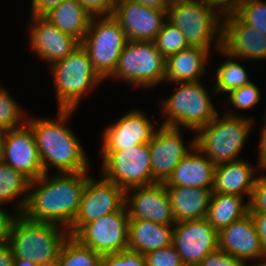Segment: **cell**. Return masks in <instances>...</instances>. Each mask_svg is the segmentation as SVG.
<instances>
[{
    "label": "cell",
    "mask_w": 266,
    "mask_h": 266,
    "mask_svg": "<svg viewBox=\"0 0 266 266\" xmlns=\"http://www.w3.org/2000/svg\"><path fill=\"white\" fill-rule=\"evenodd\" d=\"M89 177L87 171L53 176L44 173L31 181L22 215L32 221L53 223L69 229L78 213Z\"/></svg>",
    "instance_id": "cell-1"
},
{
    "label": "cell",
    "mask_w": 266,
    "mask_h": 266,
    "mask_svg": "<svg viewBox=\"0 0 266 266\" xmlns=\"http://www.w3.org/2000/svg\"><path fill=\"white\" fill-rule=\"evenodd\" d=\"M75 110L58 109L56 119H32L26 124L31 128L44 173L50 167L57 173L88 171L89 161L78 137L65 124Z\"/></svg>",
    "instance_id": "cell-2"
},
{
    "label": "cell",
    "mask_w": 266,
    "mask_h": 266,
    "mask_svg": "<svg viewBox=\"0 0 266 266\" xmlns=\"http://www.w3.org/2000/svg\"><path fill=\"white\" fill-rule=\"evenodd\" d=\"M68 237V229L63 226L32 221L17 214L7 244L15 259L30 260L41 266H54Z\"/></svg>",
    "instance_id": "cell-3"
},
{
    "label": "cell",
    "mask_w": 266,
    "mask_h": 266,
    "mask_svg": "<svg viewBox=\"0 0 266 266\" xmlns=\"http://www.w3.org/2000/svg\"><path fill=\"white\" fill-rule=\"evenodd\" d=\"M229 112L223 119L217 115L195 133V146L215 165L240 159L239 154L254 124L253 118Z\"/></svg>",
    "instance_id": "cell-4"
},
{
    "label": "cell",
    "mask_w": 266,
    "mask_h": 266,
    "mask_svg": "<svg viewBox=\"0 0 266 266\" xmlns=\"http://www.w3.org/2000/svg\"><path fill=\"white\" fill-rule=\"evenodd\" d=\"M49 67L55 85L58 109L76 110L84 95L103 82L81 44L67 57Z\"/></svg>",
    "instance_id": "cell-5"
},
{
    "label": "cell",
    "mask_w": 266,
    "mask_h": 266,
    "mask_svg": "<svg viewBox=\"0 0 266 266\" xmlns=\"http://www.w3.org/2000/svg\"><path fill=\"white\" fill-rule=\"evenodd\" d=\"M166 11L167 21L181 30L190 46L210 52L214 42L216 52L221 48L223 19L204 0H172Z\"/></svg>",
    "instance_id": "cell-6"
},
{
    "label": "cell",
    "mask_w": 266,
    "mask_h": 266,
    "mask_svg": "<svg viewBox=\"0 0 266 266\" xmlns=\"http://www.w3.org/2000/svg\"><path fill=\"white\" fill-rule=\"evenodd\" d=\"M179 84L177 90L162 102L165 121L162 125L190 129L195 133L213 120L218 112L202 82Z\"/></svg>",
    "instance_id": "cell-7"
},
{
    "label": "cell",
    "mask_w": 266,
    "mask_h": 266,
    "mask_svg": "<svg viewBox=\"0 0 266 266\" xmlns=\"http://www.w3.org/2000/svg\"><path fill=\"white\" fill-rule=\"evenodd\" d=\"M166 58L154 41H128L109 78H118L136 87L150 88L165 82Z\"/></svg>",
    "instance_id": "cell-8"
},
{
    "label": "cell",
    "mask_w": 266,
    "mask_h": 266,
    "mask_svg": "<svg viewBox=\"0 0 266 266\" xmlns=\"http://www.w3.org/2000/svg\"><path fill=\"white\" fill-rule=\"evenodd\" d=\"M128 42L126 33L113 16L93 17L81 46L88 52L94 70L108 78Z\"/></svg>",
    "instance_id": "cell-9"
},
{
    "label": "cell",
    "mask_w": 266,
    "mask_h": 266,
    "mask_svg": "<svg viewBox=\"0 0 266 266\" xmlns=\"http://www.w3.org/2000/svg\"><path fill=\"white\" fill-rule=\"evenodd\" d=\"M102 176L127 190L156 183L151 170L149 143L125 150H101Z\"/></svg>",
    "instance_id": "cell-10"
},
{
    "label": "cell",
    "mask_w": 266,
    "mask_h": 266,
    "mask_svg": "<svg viewBox=\"0 0 266 266\" xmlns=\"http://www.w3.org/2000/svg\"><path fill=\"white\" fill-rule=\"evenodd\" d=\"M125 206V190L112 181L88 178L78 213L68 229L74 236L84 225L117 211Z\"/></svg>",
    "instance_id": "cell-11"
},
{
    "label": "cell",
    "mask_w": 266,
    "mask_h": 266,
    "mask_svg": "<svg viewBox=\"0 0 266 266\" xmlns=\"http://www.w3.org/2000/svg\"><path fill=\"white\" fill-rule=\"evenodd\" d=\"M129 215L126 206L84 225L73 237L101 255L128 249Z\"/></svg>",
    "instance_id": "cell-12"
},
{
    "label": "cell",
    "mask_w": 266,
    "mask_h": 266,
    "mask_svg": "<svg viewBox=\"0 0 266 266\" xmlns=\"http://www.w3.org/2000/svg\"><path fill=\"white\" fill-rule=\"evenodd\" d=\"M173 245L185 266H198L209 253L218 249V231L206 218L177 222Z\"/></svg>",
    "instance_id": "cell-13"
},
{
    "label": "cell",
    "mask_w": 266,
    "mask_h": 266,
    "mask_svg": "<svg viewBox=\"0 0 266 266\" xmlns=\"http://www.w3.org/2000/svg\"><path fill=\"white\" fill-rule=\"evenodd\" d=\"M125 206L130 220H150L164 225L176 223L164 182L125 190Z\"/></svg>",
    "instance_id": "cell-14"
},
{
    "label": "cell",
    "mask_w": 266,
    "mask_h": 266,
    "mask_svg": "<svg viewBox=\"0 0 266 266\" xmlns=\"http://www.w3.org/2000/svg\"><path fill=\"white\" fill-rule=\"evenodd\" d=\"M181 131V128L161 125L149 142L151 170L156 182H166L178 163L195 146V137L190 147L184 145Z\"/></svg>",
    "instance_id": "cell-15"
},
{
    "label": "cell",
    "mask_w": 266,
    "mask_h": 266,
    "mask_svg": "<svg viewBox=\"0 0 266 266\" xmlns=\"http://www.w3.org/2000/svg\"><path fill=\"white\" fill-rule=\"evenodd\" d=\"M113 17L126 33L128 41H154L167 21V11L131 0H116Z\"/></svg>",
    "instance_id": "cell-16"
},
{
    "label": "cell",
    "mask_w": 266,
    "mask_h": 266,
    "mask_svg": "<svg viewBox=\"0 0 266 266\" xmlns=\"http://www.w3.org/2000/svg\"><path fill=\"white\" fill-rule=\"evenodd\" d=\"M218 249L241 259L246 265L252 260H258L252 266L266 262V250L250 213L218 231Z\"/></svg>",
    "instance_id": "cell-17"
},
{
    "label": "cell",
    "mask_w": 266,
    "mask_h": 266,
    "mask_svg": "<svg viewBox=\"0 0 266 266\" xmlns=\"http://www.w3.org/2000/svg\"><path fill=\"white\" fill-rule=\"evenodd\" d=\"M2 160L31 181L44 174L33 132L26 123L6 131Z\"/></svg>",
    "instance_id": "cell-18"
},
{
    "label": "cell",
    "mask_w": 266,
    "mask_h": 266,
    "mask_svg": "<svg viewBox=\"0 0 266 266\" xmlns=\"http://www.w3.org/2000/svg\"><path fill=\"white\" fill-rule=\"evenodd\" d=\"M222 23L221 49L242 60L266 59V36L246 25L236 14L227 16Z\"/></svg>",
    "instance_id": "cell-19"
},
{
    "label": "cell",
    "mask_w": 266,
    "mask_h": 266,
    "mask_svg": "<svg viewBox=\"0 0 266 266\" xmlns=\"http://www.w3.org/2000/svg\"><path fill=\"white\" fill-rule=\"evenodd\" d=\"M30 46L49 65L64 59L80 46L74 37L63 33L43 15H31Z\"/></svg>",
    "instance_id": "cell-20"
},
{
    "label": "cell",
    "mask_w": 266,
    "mask_h": 266,
    "mask_svg": "<svg viewBox=\"0 0 266 266\" xmlns=\"http://www.w3.org/2000/svg\"><path fill=\"white\" fill-rule=\"evenodd\" d=\"M156 130L143 111L132 110L123 115L116 123L106 127L103 132L101 149L125 150L129 147L147 144Z\"/></svg>",
    "instance_id": "cell-21"
},
{
    "label": "cell",
    "mask_w": 266,
    "mask_h": 266,
    "mask_svg": "<svg viewBox=\"0 0 266 266\" xmlns=\"http://www.w3.org/2000/svg\"><path fill=\"white\" fill-rule=\"evenodd\" d=\"M215 164L196 146L178 163L165 186L213 189Z\"/></svg>",
    "instance_id": "cell-22"
},
{
    "label": "cell",
    "mask_w": 266,
    "mask_h": 266,
    "mask_svg": "<svg viewBox=\"0 0 266 266\" xmlns=\"http://www.w3.org/2000/svg\"><path fill=\"white\" fill-rule=\"evenodd\" d=\"M256 170L246 160L215 165L213 193L251 197L256 183Z\"/></svg>",
    "instance_id": "cell-23"
},
{
    "label": "cell",
    "mask_w": 266,
    "mask_h": 266,
    "mask_svg": "<svg viewBox=\"0 0 266 266\" xmlns=\"http://www.w3.org/2000/svg\"><path fill=\"white\" fill-rule=\"evenodd\" d=\"M210 52L198 46H190L166 58V83H186L200 81L206 72Z\"/></svg>",
    "instance_id": "cell-24"
},
{
    "label": "cell",
    "mask_w": 266,
    "mask_h": 266,
    "mask_svg": "<svg viewBox=\"0 0 266 266\" xmlns=\"http://www.w3.org/2000/svg\"><path fill=\"white\" fill-rule=\"evenodd\" d=\"M175 222L204 219L213 189L166 186Z\"/></svg>",
    "instance_id": "cell-25"
},
{
    "label": "cell",
    "mask_w": 266,
    "mask_h": 266,
    "mask_svg": "<svg viewBox=\"0 0 266 266\" xmlns=\"http://www.w3.org/2000/svg\"><path fill=\"white\" fill-rule=\"evenodd\" d=\"M174 225L154 223L150 220H130L128 250L145 255L173 244Z\"/></svg>",
    "instance_id": "cell-26"
},
{
    "label": "cell",
    "mask_w": 266,
    "mask_h": 266,
    "mask_svg": "<svg viewBox=\"0 0 266 266\" xmlns=\"http://www.w3.org/2000/svg\"><path fill=\"white\" fill-rule=\"evenodd\" d=\"M43 16L63 33L74 37L80 43L83 41L93 18L76 0H65Z\"/></svg>",
    "instance_id": "cell-27"
},
{
    "label": "cell",
    "mask_w": 266,
    "mask_h": 266,
    "mask_svg": "<svg viewBox=\"0 0 266 266\" xmlns=\"http://www.w3.org/2000/svg\"><path fill=\"white\" fill-rule=\"evenodd\" d=\"M233 194L212 193L206 219L217 231L249 214V201Z\"/></svg>",
    "instance_id": "cell-28"
},
{
    "label": "cell",
    "mask_w": 266,
    "mask_h": 266,
    "mask_svg": "<svg viewBox=\"0 0 266 266\" xmlns=\"http://www.w3.org/2000/svg\"><path fill=\"white\" fill-rule=\"evenodd\" d=\"M30 183L31 180L28 177L10 167L2 159L0 160V205L14 202L19 198L14 208H16L15 211L17 210L16 214H22L27 202Z\"/></svg>",
    "instance_id": "cell-29"
},
{
    "label": "cell",
    "mask_w": 266,
    "mask_h": 266,
    "mask_svg": "<svg viewBox=\"0 0 266 266\" xmlns=\"http://www.w3.org/2000/svg\"><path fill=\"white\" fill-rule=\"evenodd\" d=\"M217 51L224 57L228 56L229 58L224 63L220 62L221 64L215 72L217 73L213 88V92H217L215 95L220 92L229 94L231 91L251 82L247 71L237 62L240 59L227 55L221 48Z\"/></svg>",
    "instance_id": "cell-30"
},
{
    "label": "cell",
    "mask_w": 266,
    "mask_h": 266,
    "mask_svg": "<svg viewBox=\"0 0 266 266\" xmlns=\"http://www.w3.org/2000/svg\"><path fill=\"white\" fill-rule=\"evenodd\" d=\"M102 256L69 235L61 247L56 266H101Z\"/></svg>",
    "instance_id": "cell-31"
},
{
    "label": "cell",
    "mask_w": 266,
    "mask_h": 266,
    "mask_svg": "<svg viewBox=\"0 0 266 266\" xmlns=\"http://www.w3.org/2000/svg\"><path fill=\"white\" fill-rule=\"evenodd\" d=\"M26 114L9 92L0 84V129L8 131L23 126Z\"/></svg>",
    "instance_id": "cell-32"
},
{
    "label": "cell",
    "mask_w": 266,
    "mask_h": 266,
    "mask_svg": "<svg viewBox=\"0 0 266 266\" xmlns=\"http://www.w3.org/2000/svg\"><path fill=\"white\" fill-rule=\"evenodd\" d=\"M154 43L157 50L165 58L190 47L181 30L168 21L164 23L162 29L156 36Z\"/></svg>",
    "instance_id": "cell-33"
},
{
    "label": "cell",
    "mask_w": 266,
    "mask_h": 266,
    "mask_svg": "<svg viewBox=\"0 0 266 266\" xmlns=\"http://www.w3.org/2000/svg\"><path fill=\"white\" fill-rule=\"evenodd\" d=\"M236 15L246 24L261 31L266 36V2L247 0Z\"/></svg>",
    "instance_id": "cell-34"
},
{
    "label": "cell",
    "mask_w": 266,
    "mask_h": 266,
    "mask_svg": "<svg viewBox=\"0 0 266 266\" xmlns=\"http://www.w3.org/2000/svg\"><path fill=\"white\" fill-rule=\"evenodd\" d=\"M226 98L232 106L236 109H250L255 106L261 99V92L259 88L250 82L244 86L231 91Z\"/></svg>",
    "instance_id": "cell-35"
},
{
    "label": "cell",
    "mask_w": 266,
    "mask_h": 266,
    "mask_svg": "<svg viewBox=\"0 0 266 266\" xmlns=\"http://www.w3.org/2000/svg\"><path fill=\"white\" fill-rule=\"evenodd\" d=\"M146 266H185L173 244L146 253Z\"/></svg>",
    "instance_id": "cell-36"
},
{
    "label": "cell",
    "mask_w": 266,
    "mask_h": 266,
    "mask_svg": "<svg viewBox=\"0 0 266 266\" xmlns=\"http://www.w3.org/2000/svg\"><path fill=\"white\" fill-rule=\"evenodd\" d=\"M101 266H146V259L141 253L127 249L119 253L104 254Z\"/></svg>",
    "instance_id": "cell-37"
},
{
    "label": "cell",
    "mask_w": 266,
    "mask_h": 266,
    "mask_svg": "<svg viewBox=\"0 0 266 266\" xmlns=\"http://www.w3.org/2000/svg\"><path fill=\"white\" fill-rule=\"evenodd\" d=\"M249 201V212H266V175H259Z\"/></svg>",
    "instance_id": "cell-38"
},
{
    "label": "cell",
    "mask_w": 266,
    "mask_h": 266,
    "mask_svg": "<svg viewBox=\"0 0 266 266\" xmlns=\"http://www.w3.org/2000/svg\"><path fill=\"white\" fill-rule=\"evenodd\" d=\"M198 266H250L241 259L217 249L209 253Z\"/></svg>",
    "instance_id": "cell-39"
},
{
    "label": "cell",
    "mask_w": 266,
    "mask_h": 266,
    "mask_svg": "<svg viewBox=\"0 0 266 266\" xmlns=\"http://www.w3.org/2000/svg\"><path fill=\"white\" fill-rule=\"evenodd\" d=\"M92 17L113 16L116 0H76Z\"/></svg>",
    "instance_id": "cell-40"
},
{
    "label": "cell",
    "mask_w": 266,
    "mask_h": 266,
    "mask_svg": "<svg viewBox=\"0 0 266 266\" xmlns=\"http://www.w3.org/2000/svg\"><path fill=\"white\" fill-rule=\"evenodd\" d=\"M222 18L235 15L247 0H204Z\"/></svg>",
    "instance_id": "cell-41"
},
{
    "label": "cell",
    "mask_w": 266,
    "mask_h": 266,
    "mask_svg": "<svg viewBox=\"0 0 266 266\" xmlns=\"http://www.w3.org/2000/svg\"><path fill=\"white\" fill-rule=\"evenodd\" d=\"M15 218L16 215L9 214V212L2 209V205H0V245L7 243Z\"/></svg>",
    "instance_id": "cell-42"
},
{
    "label": "cell",
    "mask_w": 266,
    "mask_h": 266,
    "mask_svg": "<svg viewBox=\"0 0 266 266\" xmlns=\"http://www.w3.org/2000/svg\"><path fill=\"white\" fill-rule=\"evenodd\" d=\"M65 0H31V15H44Z\"/></svg>",
    "instance_id": "cell-43"
},
{
    "label": "cell",
    "mask_w": 266,
    "mask_h": 266,
    "mask_svg": "<svg viewBox=\"0 0 266 266\" xmlns=\"http://www.w3.org/2000/svg\"><path fill=\"white\" fill-rule=\"evenodd\" d=\"M255 222L260 241L263 248L266 250V212L255 213L249 212Z\"/></svg>",
    "instance_id": "cell-44"
},
{
    "label": "cell",
    "mask_w": 266,
    "mask_h": 266,
    "mask_svg": "<svg viewBox=\"0 0 266 266\" xmlns=\"http://www.w3.org/2000/svg\"><path fill=\"white\" fill-rule=\"evenodd\" d=\"M263 129L261 130V135H260V142H259V155H258V161L259 163L258 166L256 167L259 168L260 170H266V122L264 121Z\"/></svg>",
    "instance_id": "cell-45"
},
{
    "label": "cell",
    "mask_w": 266,
    "mask_h": 266,
    "mask_svg": "<svg viewBox=\"0 0 266 266\" xmlns=\"http://www.w3.org/2000/svg\"><path fill=\"white\" fill-rule=\"evenodd\" d=\"M14 255L7 243L0 245V266H14Z\"/></svg>",
    "instance_id": "cell-46"
},
{
    "label": "cell",
    "mask_w": 266,
    "mask_h": 266,
    "mask_svg": "<svg viewBox=\"0 0 266 266\" xmlns=\"http://www.w3.org/2000/svg\"><path fill=\"white\" fill-rule=\"evenodd\" d=\"M141 3L144 6L152 7L155 9L167 10L172 0H131Z\"/></svg>",
    "instance_id": "cell-47"
},
{
    "label": "cell",
    "mask_w": 266,
    "mask_h": 266,
    "mask_svg": "<svg viewBox=\"0 0 266 266\" xmlns=\"http://www.w3.org/2000/svg\"><path fill=\"white\" fill-rule=\"evenodd\" d=\"M14 266H41V265L26 259H14Z\"/></svg>",
    "instance_id": "cell-48"
},
{
    "label": "cell",
    "mask_w": 266,
    "mask_h": 266,
    "mask_svg": "<svg viewBox=\"0 0 266 266\" xmlns=\"http://www.w3.org/2000/svg\"><path fill=\"white\" fill-rule=\"evenodd\" d=\"M6 131L0 129V160L2 159L3 155V140L5 136Z\"/></svg>",
    "instance_id": "cell-49"
},
{
    "label": "cell",
    "mask_w": 266,
    "mask_h": 266,
    "mask_svg": "<svg viewBox=\"0 0 266 266\" xmlns=\"http://www.w3.org/2000/svg\"><path fill=\"white\" fill-rule=\"evenodd\" d=\"M250 266H252V265H250ZM253 266H266V262L262 263V264H259V265H253Z\"/></svg>",
    "instance_id": "cell-50"
},
{
    "label": "cell",
    "mask_w": 266,
    "mask_h": 266,
    "mask_svg": "<svg viewBox=\"0 0 266 266\" xmlns=\"http://www.w3.org/2000/svg\"><path fill=\"white\" fill-rule=\"evenodd\" d=\"M263 120L266 122V112H265V115H264V119Z\"/></svg>",
    "instance_id": "cell-51"
}]
</instances>
